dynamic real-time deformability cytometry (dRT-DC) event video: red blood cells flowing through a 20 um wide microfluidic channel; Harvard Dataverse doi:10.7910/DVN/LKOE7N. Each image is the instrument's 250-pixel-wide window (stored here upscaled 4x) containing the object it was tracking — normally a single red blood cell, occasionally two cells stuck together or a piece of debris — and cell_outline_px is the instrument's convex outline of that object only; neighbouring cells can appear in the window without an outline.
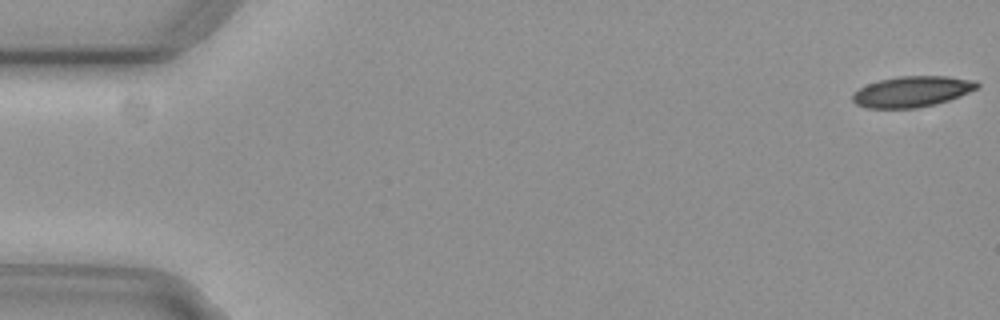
{"species": "common noctule bat (a hibernating species)", "species_latin": "Nyctalus noctula", "temperature_condition": "cold", "stored_images_in_passage": 48, "camera_frame_rate_fps": 3000, "um_per_image_px": 0.085, "animal": {"sex": "female", "body_mass_g": 29.2, "forearm_length_mm": 56.3}, "frame": {"image": 1, "passage_image": 1, "time_ms": 0.0, "image_size_px": [1000, 320], "cell_outline_px": [[980, 84], [976, 88], [960, 96], [936, 104], [916, 108], [868, 108], [856, 104], [852, 100], [852, 96], [860, 88], [868, 84], [880, 80], [900, 76], [948, 76], [976, 80]], "centroid_in_image_um": [77.55, 7.78], "position_along_channel_um": 7.5, "area_um2": 22.2}}
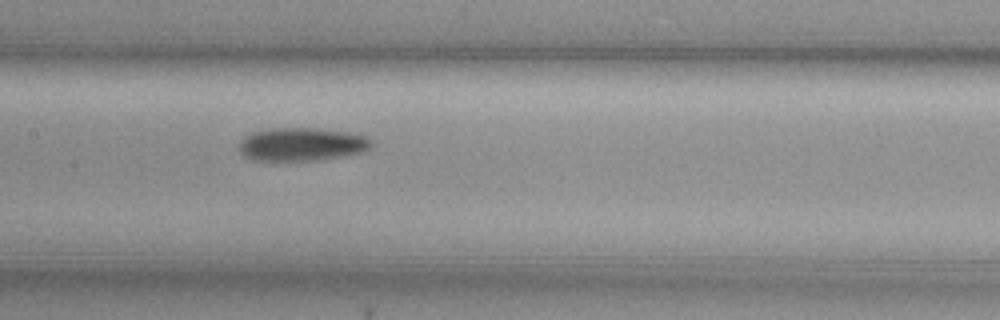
{"frame": {"image": 2, "passage_image": 27, "time_ms": 8.667, "image_size_px": [1000, 320], "cell_outline_px": [[372, 144], [368, 148], [360, 152], [344, 156], [320, 160], [252, 160], [244, 156], [240, 152], [240, 144], [244, 136], [252, 132], [272, 128], [316, 128], [348, 132], [368, 136]], "centroid_in_image_um": [25.64, 12.26], "position_along_channel_um": 181.8, "area_um2": 25.55}}
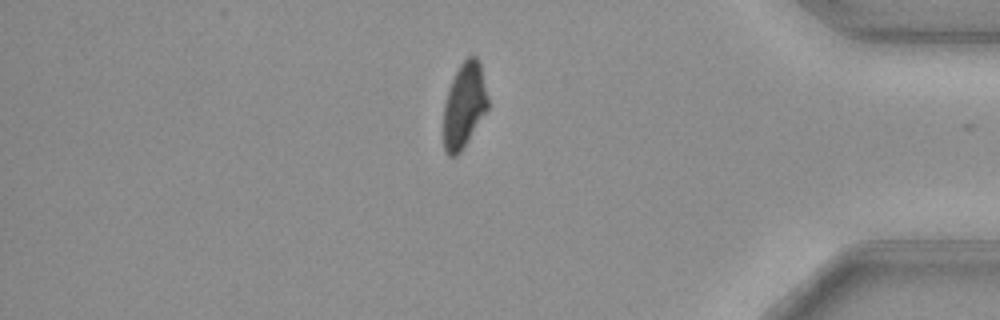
{"frame": {"image": 3, "passage_image": 47, "time_ms": 15.333, "image_size_px": [1000, 320], "cell_outline_px": [[488, 108], [468, 140], [460, 152], [456, 156], [448, 156], [444, 152], [444, 104], [452, 80], [460, 64], [468, 56], [476, 56], [480, 60], [488, 96]], "centroid_in_image_um": [39.47, 8.94], "position_along_channel_um": 395.7, "area_um2": 21.91}, "authors_computed_cell_mechanics": {"area_um2": 24.5072, "velocity_mm_per_s": 3.7241, "shape_relaxation_time_tau1_ms": 3.1615, "shape_relaxation_time_tau2_ms": null, "deformation_change_tau1": 0.1119, "deformation_change_tau2": null}}